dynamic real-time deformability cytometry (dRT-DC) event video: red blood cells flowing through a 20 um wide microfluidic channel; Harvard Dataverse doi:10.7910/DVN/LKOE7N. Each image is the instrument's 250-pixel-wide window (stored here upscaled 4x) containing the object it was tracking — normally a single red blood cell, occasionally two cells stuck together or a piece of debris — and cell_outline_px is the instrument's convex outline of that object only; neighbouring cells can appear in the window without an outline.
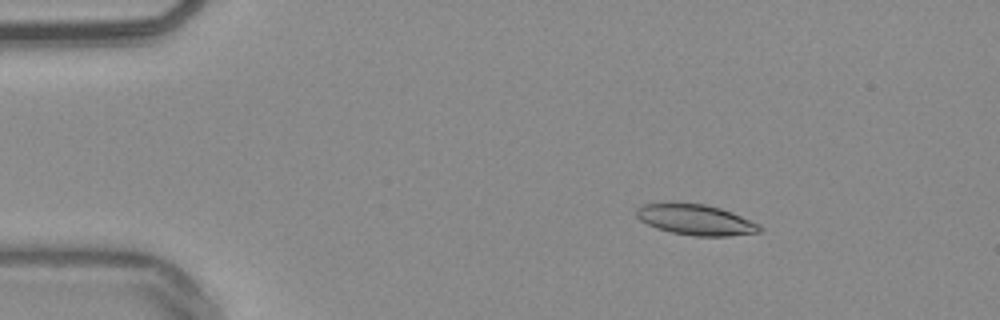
{"species": "common noctule bat (a hibernating species)", "species_latin": "Nyctalus noctula", "temperature_condition": "warm", "stored_images_in_passage": 6, "camera_frame_rate_fps": 3000, "um_per_image_px": 0.085, "animal": {"sex": "male", "body_mass_g": 20.4}, "frame": {"image": 1, "passage_image": 1, "time_ms": 0.0, "image_size_px": [1000, 320], "cell_outline_px": [[148, 260], [144, 264], [24, 264], [16, 260], [24, 256], [108, 244]], "centroid_in_image_um": [7.26, 21.82], "position_along_channel_um": 77.7, "area_um2": 12.14}}